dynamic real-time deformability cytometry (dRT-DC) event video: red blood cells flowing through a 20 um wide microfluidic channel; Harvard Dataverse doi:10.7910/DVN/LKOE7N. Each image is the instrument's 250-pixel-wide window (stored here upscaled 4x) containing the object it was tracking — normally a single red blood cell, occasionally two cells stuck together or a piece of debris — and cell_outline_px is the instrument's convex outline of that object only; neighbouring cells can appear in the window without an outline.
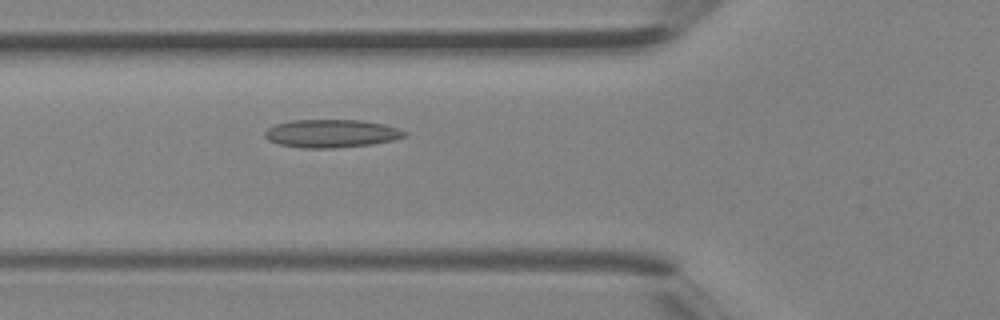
{"species": "Egyptian fruit bat (a non-hibernating species)", "species_latin": "Rousettus aegyptiacus", "temperature_condition": "room temperature", "stored_images_in_passage": 29, "camera_frame_rate_fps": 3000, "um_per_image_px": 0.085, "animal": {"sex": "female"}, "frame": {"image": 1, "passage_image": 5, "time_ms": 1.333, "image_size_px": [1000, 320], "cell_outline_px": [[408, 136], [392, 140], [372, 144], [332, 148], [300, 148], [280, 144], [268, 140], [264, 136], [264, 132], [268, 128], [276, 124], [288, 120], [360, 120], [384, 124], [408, 132]], "centroid_in_image_um": [28.16, 11.34], "position_along_channel_um": 97.6, "area_um2": 22.89}}
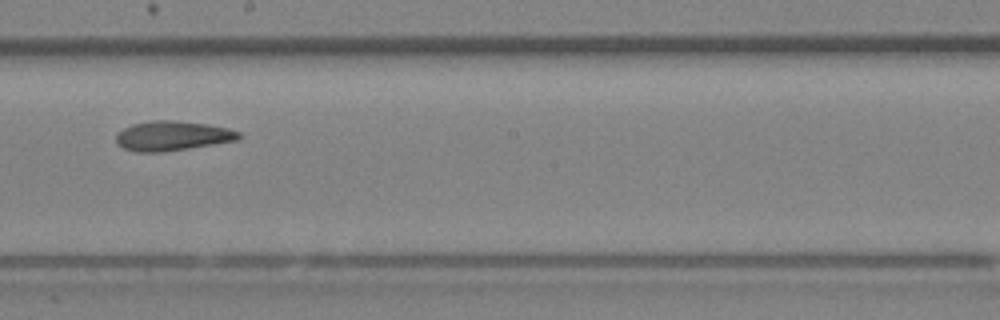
{"frame": {"image": 2, "passage_image": 13, "time_ms": 4.0, "image_size_px": [1000, 320], "cell_outline_px": [[244, 136], [240, 140], [164, 152], [136, 152], [124, 148], [116, 144], [116, 136], [124, 128], [132, 124], [152, 120], [176, 120], [208, 124], [228, 128], [240, 132]], "centroid_in_image_um": [14.7, 11.55], "position_along_channel_um": 233.5, "area_um2": 21.44}}
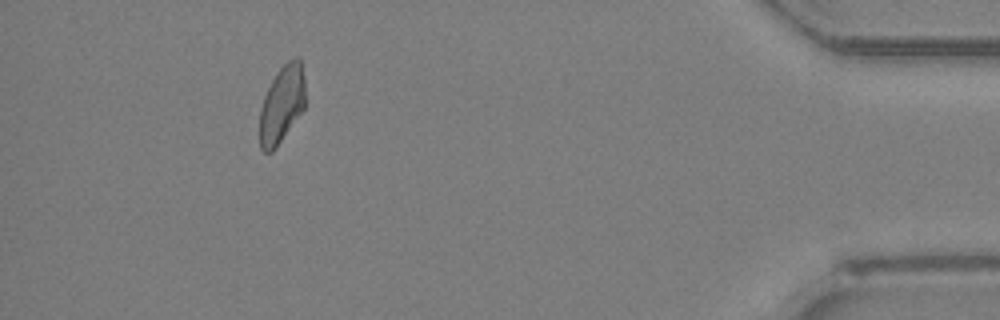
{"frame": {"image": 3, "passage_image": 27, "time_ms": 8.667, "image_size_px": [1000, 320], "cell_outline_px": [[304, 108], [276, 148], [272, 152], [264, 152], [260, 148], [260, 108], [264, 96], [276, 72], [288, 60], [296, 56], [300, 56], [304, 80]], "centroid_in_image_um": [23.95, 8.85], "position_along_channel_um": 411.3, "area_um2": 20.46}}